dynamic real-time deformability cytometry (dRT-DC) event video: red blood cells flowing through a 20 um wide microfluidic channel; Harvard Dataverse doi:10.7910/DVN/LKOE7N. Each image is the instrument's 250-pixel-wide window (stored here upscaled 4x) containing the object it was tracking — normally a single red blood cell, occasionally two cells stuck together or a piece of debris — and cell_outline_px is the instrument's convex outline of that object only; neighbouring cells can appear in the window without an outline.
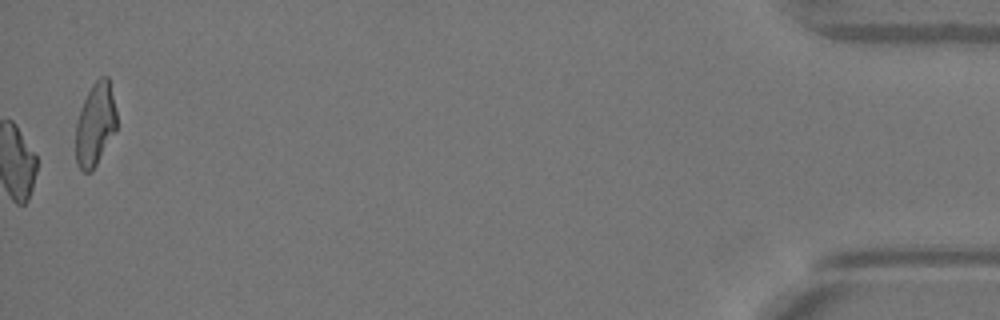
{"species": "Egyptian fruit bat (a non-hibernating species)", "species_latin": "Rousettus aegyptiacus", "temperature_condition": "warm", "stored_images_in_passage": 50, "camera_frame_rate_fps": 3000, "um_per_image_px": 0.085, "animal": {"sex": "female"}, "frame": {"image": 1, "passage_image": 50, "time_ms": 16.333, "image_size_px": [1000, 320], "cell_outline_px": [[116, 132], [92, 172], [84, 172], [76, 164], [76, 120], [80, 108], [92, 84], [100, 76], [108, 76], [116, 112]], "centroid_in_image_um": [8.09, 10.59], "position_along_channel_um": 427.1, "area_um2": 19.94}, "authors_computed_cell_mechanics": {"area_um2": 20.1144, "velocity_mm_per_s": 4.0738, "shape_relaxation_time_tau1_ms": null, "shape_relaxation_time_tau2_ms": 6.9899, "deformation_change_tau1": null, "deformation_change_tau2": 0.16}}